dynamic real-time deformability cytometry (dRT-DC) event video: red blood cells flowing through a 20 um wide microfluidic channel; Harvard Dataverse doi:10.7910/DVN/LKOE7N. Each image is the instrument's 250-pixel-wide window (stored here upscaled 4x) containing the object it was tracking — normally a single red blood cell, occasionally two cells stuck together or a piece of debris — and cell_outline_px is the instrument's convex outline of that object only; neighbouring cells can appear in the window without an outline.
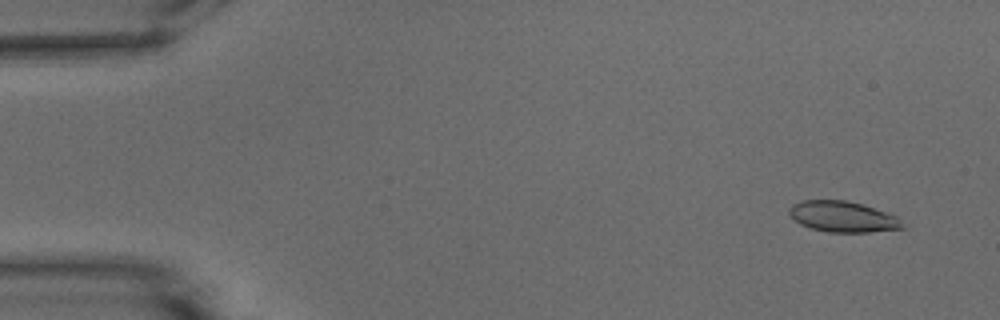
{"species": "common noctule bat (a hibernating species)", "species_latin": "Nyctalus noctula", "temperature_condition": "warm", "stored_images_in_passage": 33, "camera_frame_rate_fps": 3000, "um_per_image_px": 0.085, "animal": {"sex": "male", "body_mass_g": 15.6}, "frame": {"image": 1, "passage_image": 3, "time_ms": 0.667, "image_size_px": [1000, 320], "cell_outline_px": [[904, 228], [868, 232], [828, 232], [812, 228], [800, 224], [788, 212], [788, 208], [792, 204], [800, 200], [844, 200], [892, 212], [896, 216]], "centroid_in_image_um": [71.63, 18.4], "position_along_channel_um": 13.4, "area_um2": 20.29}}
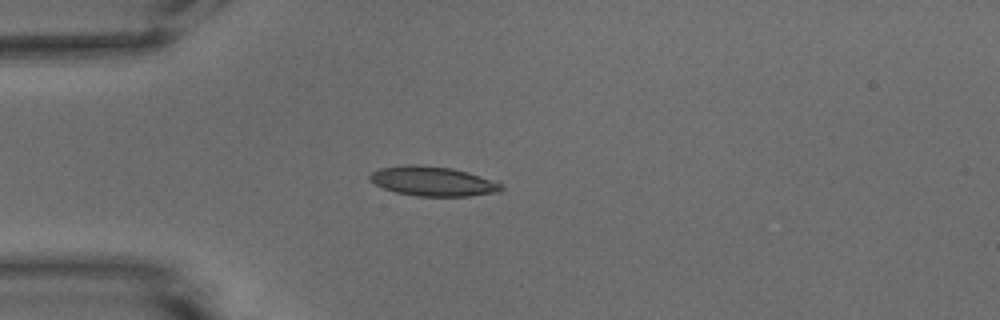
{"frame": {"image": 2, "passage_image": 14, "time_ms": 4.333, "image_size_px": [1000, 320], "cell_outline_px": [[504, 188], [500, 192], [468, 196], [416, 196], [396, 192], [384, 188], [368, 180], [368, 176], [372, 172], [380, 168], [408, 164], [416, 164], [452, 168], [500, 180]], "centroid_in_image_um": [36.86, 15.4], "position_along_channel_um": 48.1, "area_um2": 23.0}}
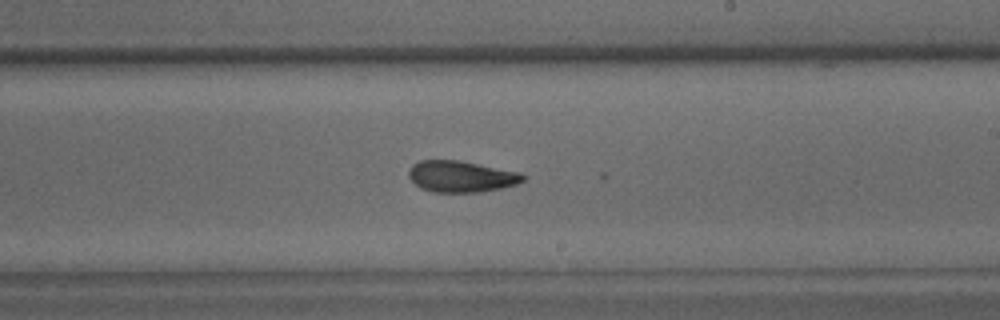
{"frame": {"image": 3, "passage_image": 31, "time_ms": 10.0, "image_size_px": [1000, 320], "cell_outline_px": [[524, 180], [516, 184], [500, 188], [480, 192], [432, 192], [420, 188], [408, 176], [408, 172], [412, 164], [420, 160], [456, 160], [520, 172], [524, 176]], "centroid_in_image_um": [39.16, 15.0], "position_along_channel_um": 249.8, "area_um2": 20.69}}